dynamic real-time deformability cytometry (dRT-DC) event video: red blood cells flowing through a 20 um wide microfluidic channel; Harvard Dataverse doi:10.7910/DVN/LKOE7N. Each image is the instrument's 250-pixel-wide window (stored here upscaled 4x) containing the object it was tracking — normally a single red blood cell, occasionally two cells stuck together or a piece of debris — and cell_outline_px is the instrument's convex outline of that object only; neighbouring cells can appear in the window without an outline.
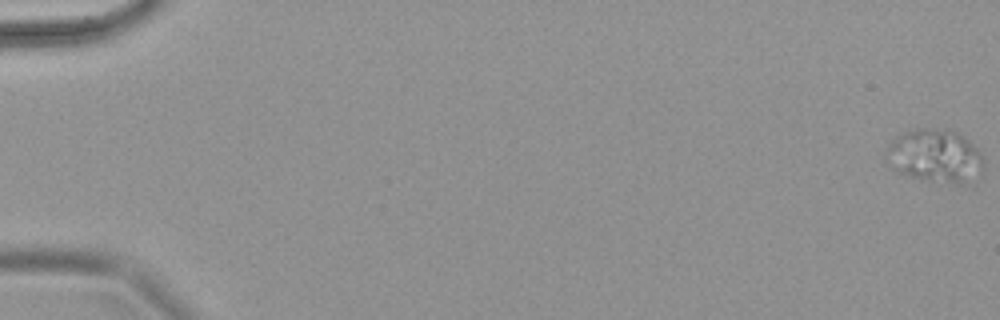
{"species": "common noctule bat (a hibernating species)", "species_latin": "Nyctalus noctula", "temperature_condition": "warm", "stored_images_in_passage": 67, "camera_frame_rate_fps": 3000, "um_per_image_px": 0.085, "animal": {"sex": "female", "body_mass_g": 18.4}, "frame": {"image": 1, "passage_image": 1, "time_ms": 0.0, "image_size_px": [1000, 320], "cell_outline_px": [[984, 168], [960, 184], [928, 180], [896, 172], [884, 160], [884, 152], [888, 144], [896, 136], [904, 132], [916, 128], [948, 128], [964, 136], [984, 156]], "centroid_in_image_um": [79.41, 13.21], "position_along_channel_um": 5.6, "area_um2": 30.35}}
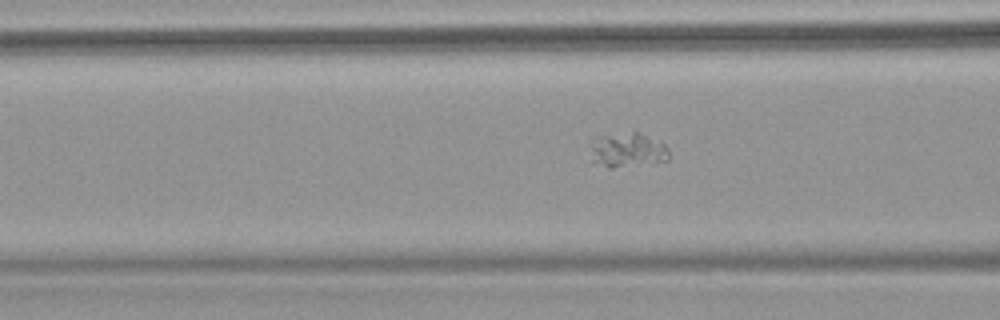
{"frame": {"image": 2, "passage_image": 29, "time_ms": 9.333, "image_size_px": [1000, 320], "cell_outline_px": [[668, 160], [612, 168], [608, 168], [592, 164], [592, 136], [636, 128], [664, 144], [668, 148]], "centroid_in_image_um": [53.28, 12.68], "position_along_channel_um": 113.3, "area_um2": 16.7}}
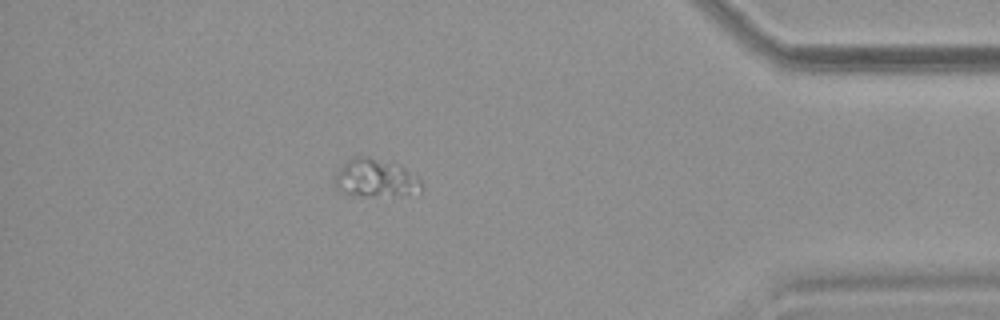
{"frame": {"image": 3, "passage_image": 60, "time_ms": 19.667, "image_size_px": [1000, 320], "cell_outline_px": [[420, 192], [356, 196], [352, 196], [336, 188], [336, 172], [344, 160], [356, 156], [368, 156], [392, 160], [404, 164], [420, 176]], "centroid_in_image_um": [31.94, 15.05], "position_along_channel_um": 403.3, "area_um2": 19.65}}